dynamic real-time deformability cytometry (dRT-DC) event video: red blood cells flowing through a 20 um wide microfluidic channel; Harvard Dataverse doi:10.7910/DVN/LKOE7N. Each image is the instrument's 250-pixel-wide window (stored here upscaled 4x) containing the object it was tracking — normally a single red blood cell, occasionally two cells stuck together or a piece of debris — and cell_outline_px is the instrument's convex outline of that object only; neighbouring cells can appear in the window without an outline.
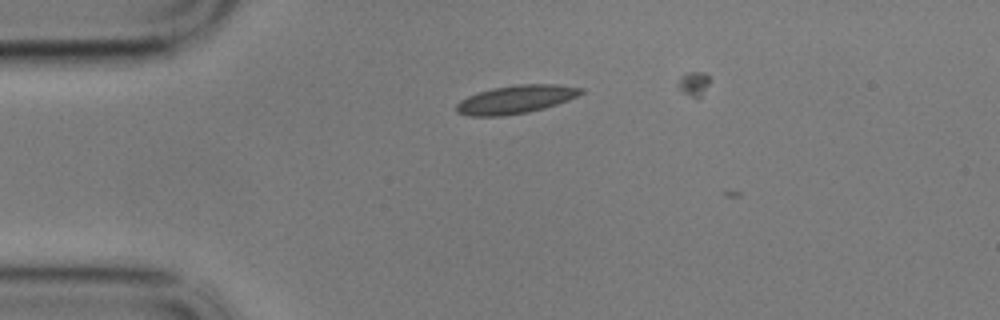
{"species": "common noctule bat (a hibernating species)", "species_latin": "Nyctalus noctula", "temperature_condition": "cold", "stored_images_in_passage": 2, "camera_frame_rate_fps": 3000, "um_per_image_px": 0.085, "animal": {"sex": "male", "body_mass_g": 17.9}, "frame": {"image": 1, "passage_image": 1, "time_ms": 0.0, "image_size_px": [1000, 320], "cell_outline_px": [[584, 92], [568, 100], [544, 108], [528, 112], [500, 116], [468, 116], [456, 112], [456, 104], [460, 100], [468, 96], [492, 88], [516, 84], [556, 84], [584, 88]], "centroid_in_image_um": [43.83, 8.44], "position_along_channel_um": 41.2, "area_um2": 20.46}}